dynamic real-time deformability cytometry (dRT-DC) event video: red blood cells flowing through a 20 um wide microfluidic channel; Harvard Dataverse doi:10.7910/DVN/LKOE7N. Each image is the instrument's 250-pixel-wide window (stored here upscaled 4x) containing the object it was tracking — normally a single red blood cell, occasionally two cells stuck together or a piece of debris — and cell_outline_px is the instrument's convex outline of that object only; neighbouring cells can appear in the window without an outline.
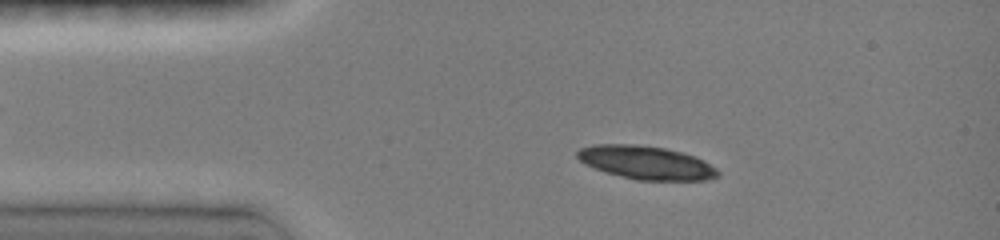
{"species": "common noctule bat (a hibernating species)", "species_latin": "Nyctalus noctula", "temperature_condition": "room temperature", "stored_images_in_passage": 46, "camera_frame_rate_fps": 3000, "um_per_image_px": 0.085, "animal": {"sex": "female", "body_mass_g": 19.0, "forearm_length_mm": 51.5}, "frame": {"image": 1, "passage_image": 8, "time_ms": 2.333, "image_size_px": [1000, 240], "cell_outline_px": [[720, 176], [708, 180], [636, 180], [604, 172], [584, 164], [576, 156], [576, 152], [580, 148], [592, 144], [636, 144], [664, 148], [696, 156], [704, 160], [716, 168], [720, 172]], "centroid_in_image_um": [54.92, 13.82], "position_along_channel_um": 30.1, "area_um2": 27.57}}
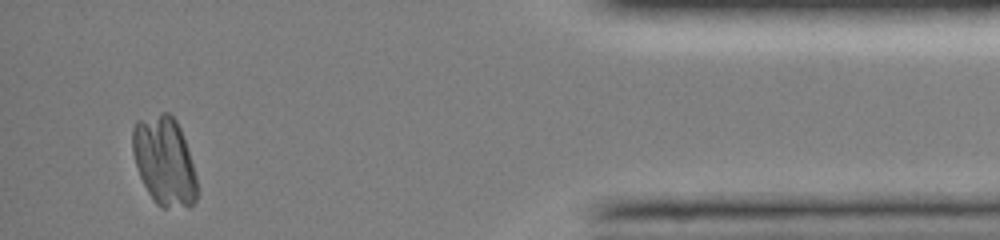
{"frame": {"image": 2, "passage_image": 43, "time_ms": 14.0, "image_size_px": [1000, 240], "cell_outline_px": [[196, 200], [192, 204], [164, 208], [160, 208], [156, 204], [148, 192], [140, 176], [132, 152], [132, 128], [136, 120], [160, 112], [168, 112], [176, 120], [180, 128], [188, 148], [196, 176]], "centroid_in_image_um": [13.94, 13.65], "position_along_channel_um": 421.3, "area_um2": 33.23}}